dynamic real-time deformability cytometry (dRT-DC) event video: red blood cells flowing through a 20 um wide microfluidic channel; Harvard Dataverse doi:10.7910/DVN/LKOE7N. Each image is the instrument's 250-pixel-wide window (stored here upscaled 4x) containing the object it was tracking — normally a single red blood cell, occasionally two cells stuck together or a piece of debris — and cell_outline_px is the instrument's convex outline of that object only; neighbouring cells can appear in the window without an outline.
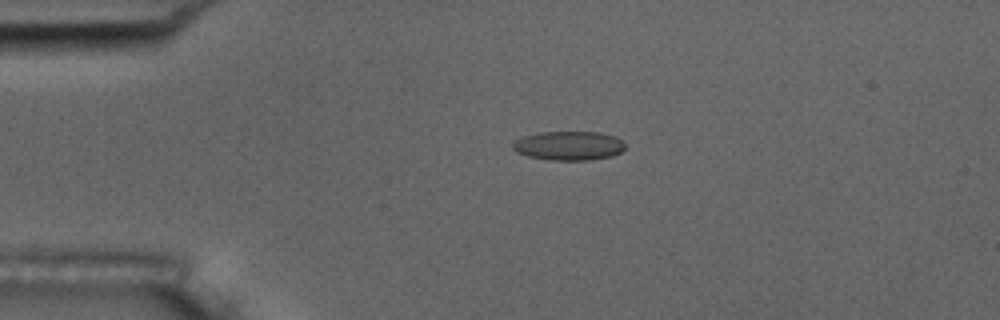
{"species": "common noctule bat (a hibernating species)", "species_latin": "Nyctalus noctula", "temperature_condition": "room temperature", "stored_images_in_passage": 44, "camera_frame_rate_fps": 3000, "um_per_image_px": 0.085, "animal": {"sex": "male", "body_mass_g": 17.5, "forearm_length_mm": 52.3}, "frame": {"image": 1, "passage_image": 2, "time_ms": 0.333, "image_size_px": [1000, 320], "cell_outline_px": [[624, 148], [620, 152], [612, 156], [588, 160], [552, 160], [528, 156], [516, 152], [512, 148], [512, 144], [516, 140], [524, 136], [540, 132], [600, 132], [616, 136], [624, 144]], "centroid_in_image_um": [48.34, 12.38], "position_along_channel_um": 36.7, "area_um2": 18.96}}
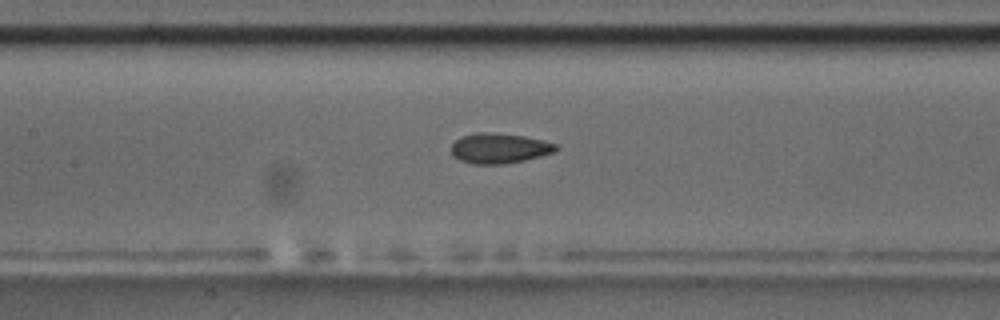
{"frame": {"image": 2, "passage_image": 15, "time_ms": 4.667, "image_size_px": [1000, 320], "cell_outline_px": [[560, 148], [556, 152], [524, 160], [504, 164], [472, 164], [460, 160], [452, 156], [452, 144], [460, 136], [476, 132], [492, 132], [524, 136], [544, 140], [556, 144]], "centroid_in_image_um": [42.45, 12.6], "position_along_channel_um": 165.0, "area_um2": 18.61}, "authors_computed_cell_mechanics": {"area_um2": 18.6694, "velocity_mm_per_s": 3.7614, "shape_relaxation_time_tau1_ms": 6.7486, "shape_relaxation_time_tau2_ms": 1.9703, "deformation_change_tau1": 0.1727, "deformation_change_tau2": 0.0839}}